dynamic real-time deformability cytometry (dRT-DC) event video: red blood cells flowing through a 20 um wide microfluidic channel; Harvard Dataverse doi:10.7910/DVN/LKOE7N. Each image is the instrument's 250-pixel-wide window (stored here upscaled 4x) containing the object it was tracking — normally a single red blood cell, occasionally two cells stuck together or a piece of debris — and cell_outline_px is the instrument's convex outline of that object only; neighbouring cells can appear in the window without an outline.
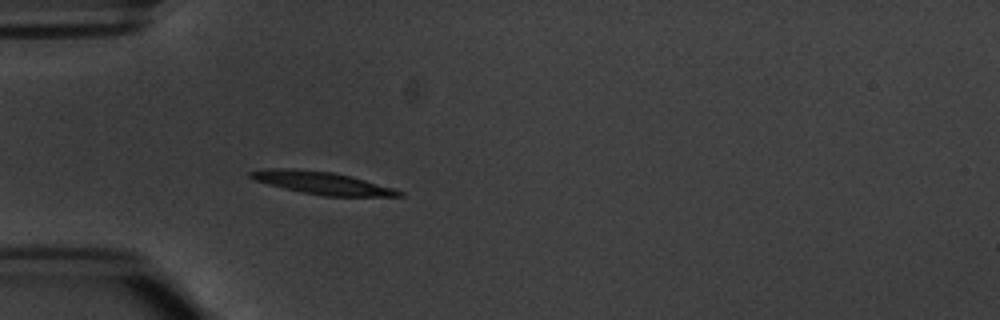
{"species": "common noctule bat (a hibernating species)", "species_latin": "Nyctalus noctula", "temperature_condition": "warm", "stored_images_in_passage": 6, "camera_frame_rate_fps": 3000, "um_per_image_px": 0.085, "animal": {"sex": "male", "body_mass_g": 20.1, "forearm_length_mm": 53.5}, "frame": {"image": 1, "passage_image": 6, "time_ms": 6.667, "image_size_px": [1000, 320], "cell_outline_px": [[404, 196], [324, 196], [300, 192], [268, 184], [256, 180], [248, 176], [248, 172], [268, 168], [292, 168], [332, 172], [352, 176], [392, 188], [404, 192]], "centroid_in_image_um": [27.35, 15.54], "position_along_channel_um": 57.6, "area_um2": 19.42}}